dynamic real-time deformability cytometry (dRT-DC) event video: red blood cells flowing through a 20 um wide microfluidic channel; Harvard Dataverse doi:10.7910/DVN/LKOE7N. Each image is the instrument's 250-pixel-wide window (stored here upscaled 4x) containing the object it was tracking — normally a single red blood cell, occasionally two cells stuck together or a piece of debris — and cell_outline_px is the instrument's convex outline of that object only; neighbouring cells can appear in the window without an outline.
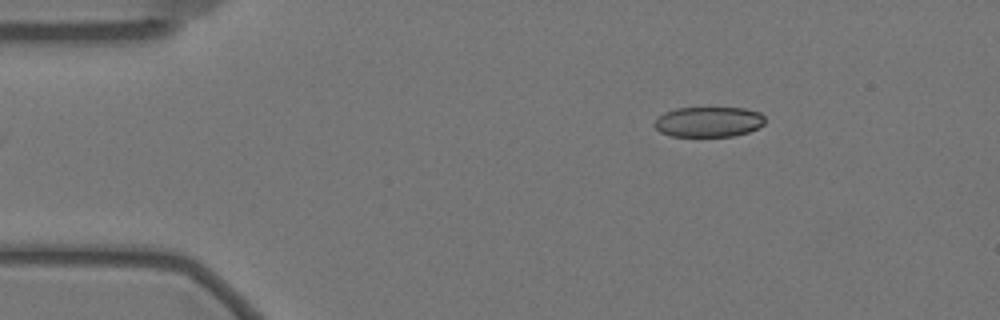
{"species": "Egyptian fruit bat (a non-hibernating species)", "species_latin": "Rousettus aegyptiacus", "temperature_condition": "warm", "stored_images_in_passage": 50, "camera_frame_rate_fps": 3000, "um_per_image_px": 0.085, "animal": {"sex": "female"}, "frame": {"image": 1, "passage_image": 1, "time_ms": 0.0, "image_size_px": [1000, 320], "cell_outline_px": [[764, 124], [748, 132], [732, 136], [672, 136], [660, 132], [652, 124], [664, 112], [676, 108], [744, 108], [760, 112], [764, 116]], "centroid_in_image_um": [60.22, 10.35], "position_along_channel_um": 24.8, "area_um2": 19.42}}
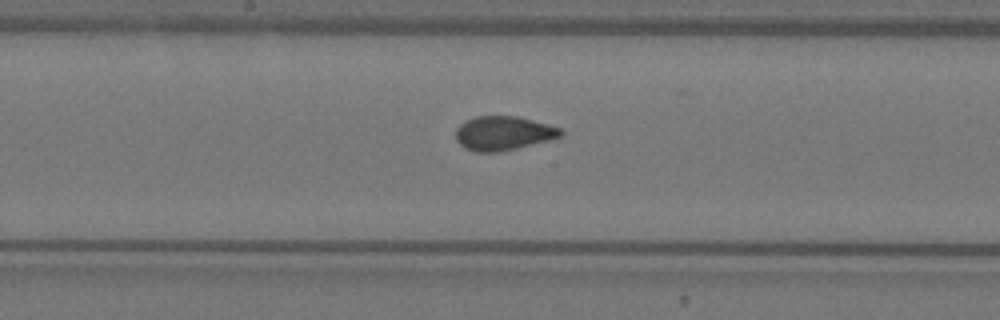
{"frame": {"image": 2, "passage_image": 22, "time_ms": 7.0, "image_size_px": [1000, 320], "cell_outline_px": [[564, 136], [516, 148], [496, 152], [476, 152], [460, 144], [456, 140], [456, 128], [464, 120], [476, 116], [516, 116], [548, 124], [560, 128], [564, 132]], "centroid_in_image_um": [42.78, 11.31], "position_along_channel_um": 205.4, "area_um2": 20.75}}
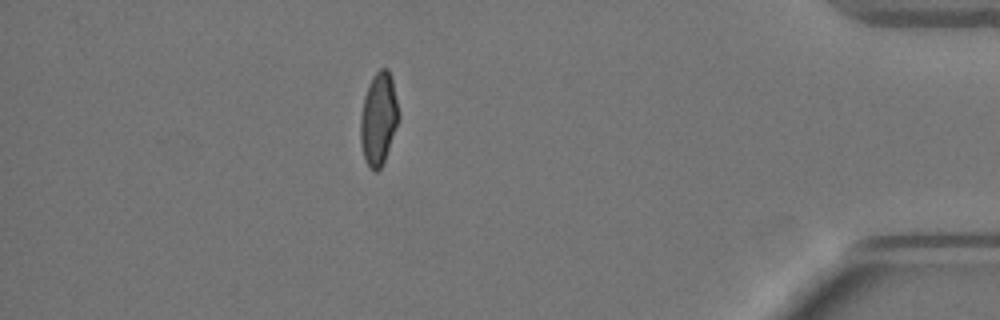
{"frame": {"image": 3, "passage_image": 43, "time_ms": 14.0, "image_size_px": [1000, 320], "cell_outline_px": [[400, 116], [384, 160], [380, 168], [376, 172], [372, 172], [364, 156], [360, 144], [360, 116], [364, 96], [368, 84], [372, 76], [380, 68], [388, 68], [392, 76]], "centroid_in_image_um": [32.17, 10.05], "position_along_channel_um": 403.0, "area_um2": 20.69}, "authors_computed_cell_mechanics": {"area_um2": 21.0681, "velocity_mm_per_s": 3.4888, "shape_relaxation_time_tau1_ms": 11.0689, "shape_relaxation_time_tau2_ms": 0.8251, "deformation_change_tau1": 0.2103, "deformation_change_tau2": 0.0475}}